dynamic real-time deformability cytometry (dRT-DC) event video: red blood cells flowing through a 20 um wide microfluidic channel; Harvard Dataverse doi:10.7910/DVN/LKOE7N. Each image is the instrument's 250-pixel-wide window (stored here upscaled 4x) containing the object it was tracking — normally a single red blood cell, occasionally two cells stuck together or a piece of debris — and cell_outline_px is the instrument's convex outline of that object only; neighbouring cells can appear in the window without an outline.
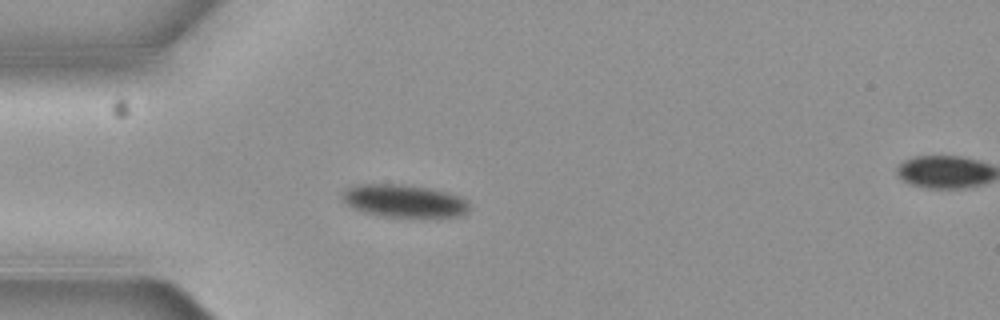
{"species": "common noctule bat (a hibernating species)", "species_latin": "Nyctalus noctula", "temperature_condition": "cold", "stored_images_in_passage": 5, "camera_frame_rate_fps": 3000, "um_per_image_px": 0.085, "animal": {"sex": "female", "body_mass_g": 19.3, "forearm_length_mm": 54.1}, "frame": {"image": 1, "passage_image": 4, "time_ms": 1.0, "image_size_px": [1000, 320], "cell_outline_px": [[468, 212], [460, 216], [380, 216], [364, 212], [352, 208], [340, 196], [344, 188], [360, 184], [400, 184], [432, 188], [448, 192], [460, 196], [468, 204]], "centroid_in_image_um": [34.31, 17.06], "position_along_channel_um": 50.7, "area_um2": 24.1}}